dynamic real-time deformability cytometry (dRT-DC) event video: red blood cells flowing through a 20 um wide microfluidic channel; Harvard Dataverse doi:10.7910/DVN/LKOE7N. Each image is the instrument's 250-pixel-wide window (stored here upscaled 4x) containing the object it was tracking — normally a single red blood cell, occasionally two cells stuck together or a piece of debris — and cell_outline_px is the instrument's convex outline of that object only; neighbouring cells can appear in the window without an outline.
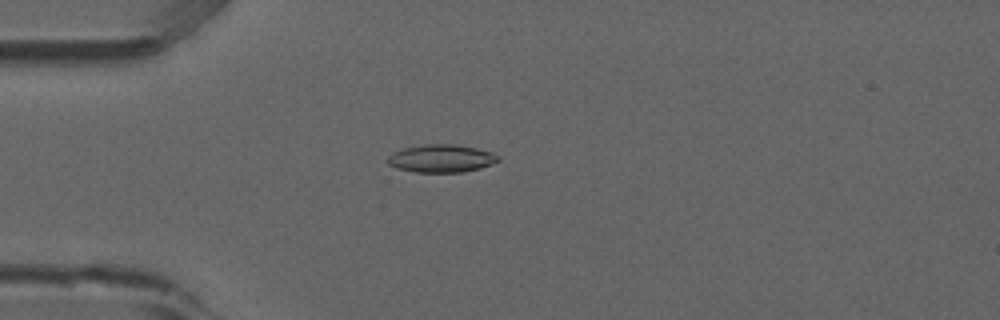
{"species": "common noctule bat (a hibernating species)", "species_latin": "Nyctalus noctula", "temperature_condition": "room temperature", "stored_images_in_passage": 51, "camera_frame_rate_fps": 3000, "um_per_image_px": 0.085, "animal": {"sex": "male", "forearm_length_mm": 52.5}, "frame": {"image": 1, "passage_image": 12, "time_ms": 3.667, "image_size_px": [1000, 320], "cell_outline_px": [[500, 160], [492, 164], [480, 168], [460, 172], [416, 172], [396, 168], [388, 164], [388, 156], [392, 152], [404, 148], [424, 144], [452, 144], [476, 148], [492, 152], [500, 156]], "centroid_in_image_um": [37.51, 13.46], "position_along_channel_um": 47.5, "area_um2": 17.92}}
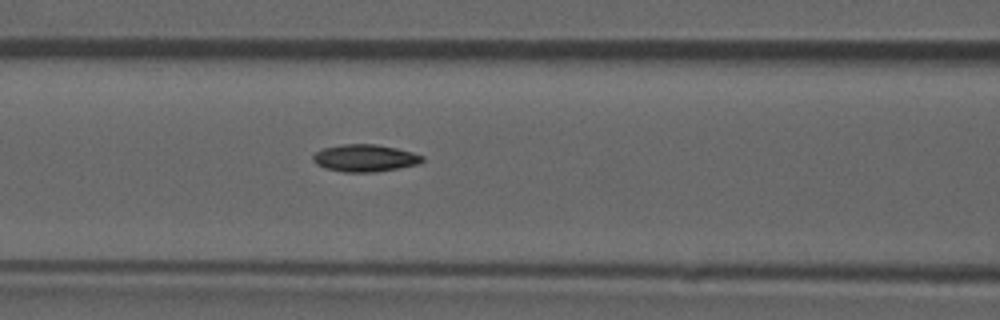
{"frame": {"image": 2, "passage_image": 20, "time_ms": 6.333, "image_size_px": [1000, 320], "cell_outline_px": [[424, 160], [420, 164], [400, 168], [376, 172], [344, 172], [324, 168], [316, 164], [312, 160], [312, 156], [316, 152], [324, 148], [344, 144], [376, 144], [396, 148], [412, 152], [424, 156]], "centroid_in_image_um": [31.03, 13.44], "position_along_channel_um": 135.6, "area_um2": 17.46}}
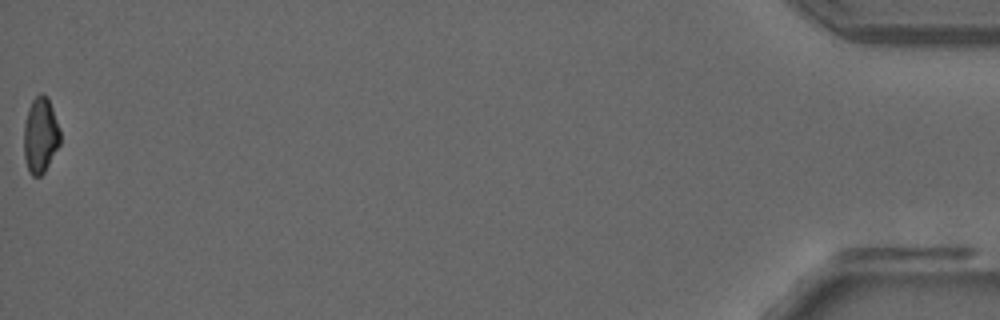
{"frame": {"image": 3, "passage_image": 51, "time_ms": 16.667, "image_size_px": [1000, 320], "cell_outline_px": [[60, 144], [44, 172], [40, 176], [32, 176], [28, 172], [24, 156], [24, 124], [28, 108], [32, 100], [40, 92], [48, 100], [52, 108], [60, 128]], "centroid_in_image_um": [3.43, 11.52], "position_along_channel_um": 431.8, "area_um2": 15.95}, "authors_computed_cell_mechanics": {"area_um2": 16.8198, "velocity_mm_per_s": 3.8508, "shape_relaxation_time_tau1_ms": 9.6847, "shape_relaxation_time_tau2_ms": null, "deformation_change_tau1": 0.2374, "deformation_change_tau2": null}}